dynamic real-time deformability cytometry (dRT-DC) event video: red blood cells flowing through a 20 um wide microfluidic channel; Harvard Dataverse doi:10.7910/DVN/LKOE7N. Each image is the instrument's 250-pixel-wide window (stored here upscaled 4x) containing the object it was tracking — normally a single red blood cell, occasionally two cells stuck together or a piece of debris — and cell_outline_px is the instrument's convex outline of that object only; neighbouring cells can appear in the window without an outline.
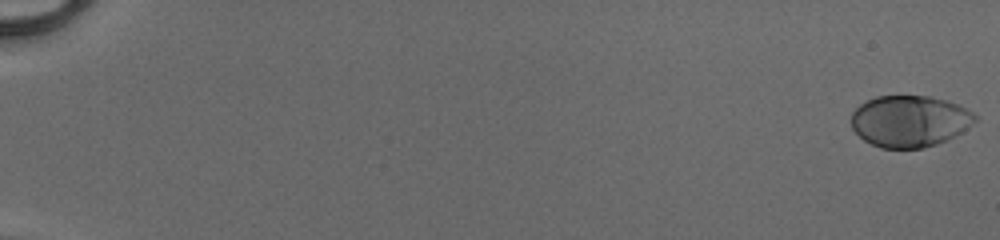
{"species": "human", "species_latin": "Homo sapiens", "temperature_condition": "cold", "stored_images_in_passage": 53, "camera_frame_rate_fps": 3000, "um_per_image_px": 0.085, "donor": {"sex": "male"}, "frame": {"image": 1, "passage_image": 1, "time_ms": 0.0, "image_size_px": [1000, 240], "cell_outline_px": [[976, 120], [972, 124], [960, 132], [936, 144], [924, 148], [880, 148], [864, 140], [852, 128], [852, 112], [860, 104], [876, 96], [932, 96], [948, 100], [972, 112], [976, 116]], "centroid_in_image_um": [77.3, 10.29], "position_along_channel_um": 7.7, "area_um2": 36.88}}
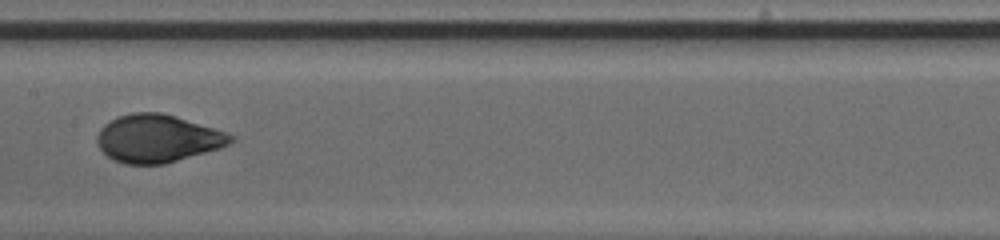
{"frame": {"image": 2, "passage_image": 30, "time_ms": 9.667, "image_size_px": [1000, 240], "cell_outline_px": [[236, 140], [220, 148], [164, 164], [124, 164], [108, 156], [96, 144], [96, 136], [100, 128], [104, 124], [120, 116], [132, 112], [160, 112], [176, 116], [216, 128], [236, 136]], "centroid_in_image_um": [13.41, 11.76], "position_along_channel_um": 194.0, "area_um2": 37.28}}
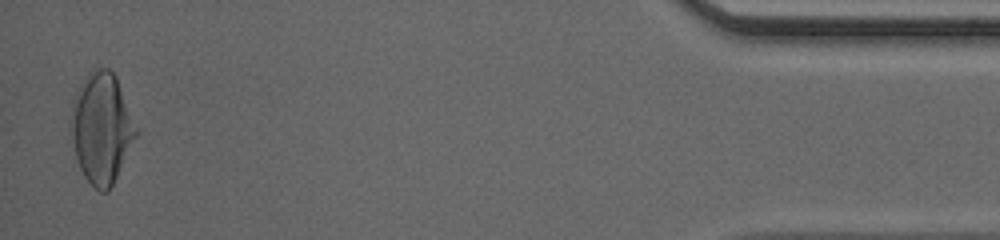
{"frame": {"image": 3, "passage_image": 52, "time_ms": 17.0, "image_size_px": [1000, 240], "cell_outline_px": [[140, 132], [108, 192], [100, 192], [84, 176], [80, 168], [68, 132], [68, 120], [72, 100], [80, 84], [88, 72], [96, 64], [108, 68], [116, 76]], "centroid_in_image_um": [8.61, 10.83], "position_along_channel_um": 426.6, "area_um2": 42.95}, "authors_computed_cell_mechanics": {"area_um2": 37.281, "velocity_mm_per_s": 4.1424, "shape_relaxation_time_tau1_ms": 4.2136, "shape_relaxation_time_tau2_ms": null, "deformation_change_tau1": 0.195, "deformation_change_tau2": null}}